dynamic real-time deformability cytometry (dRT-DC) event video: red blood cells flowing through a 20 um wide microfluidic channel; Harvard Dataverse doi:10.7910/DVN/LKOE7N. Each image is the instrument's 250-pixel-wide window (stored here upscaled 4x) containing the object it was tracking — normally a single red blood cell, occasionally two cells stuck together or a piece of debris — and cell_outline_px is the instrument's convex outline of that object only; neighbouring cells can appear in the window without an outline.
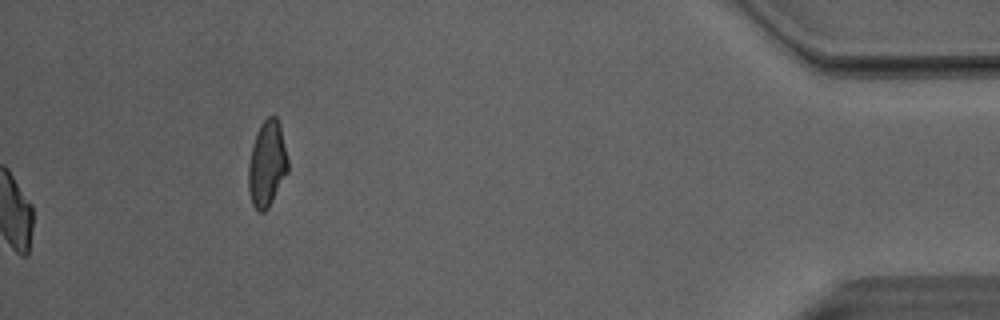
{"species": "Egyptian fruit bat (a non-hibernating species)", "species_latin": "Rousettus aegyptiacus", "temperature_condition": "room temperature", "stored_images_in_passage": 51, "camera_frame_rate_fps": 3000, "um_per_image_px": 0.085, "animal": {"sex": "male"}, "frame": {"image": 1, "passage_image": 51, "time_ms": 16.667, "image_size_px": [1000, 320], "cell_outline_px": [[288, 172], [268, 208], [264, 212], [260, 212], [252, 204], [248, 188], [248, 164], [252, 144], [256, 132], [260, 124], [268, 116], [276, 116], [280, 124], [288, 160]], "centroid_in_image_um": [22.69, 13.91], "position_along_channel_um": 412.5, "area_um2": 19.88}, "authors_computed_cell_mechanics": {"area_um2": 20.4034, "velocity_mm_per_s": 4.0971, "shape_relaxation_time_tau1_ms": 7.2053, "shape_relaxation_time_tau2_ms": 2.4466, "deformation_change_tau1": 0.2016, "deformation_change_tau2": 0.0974}}